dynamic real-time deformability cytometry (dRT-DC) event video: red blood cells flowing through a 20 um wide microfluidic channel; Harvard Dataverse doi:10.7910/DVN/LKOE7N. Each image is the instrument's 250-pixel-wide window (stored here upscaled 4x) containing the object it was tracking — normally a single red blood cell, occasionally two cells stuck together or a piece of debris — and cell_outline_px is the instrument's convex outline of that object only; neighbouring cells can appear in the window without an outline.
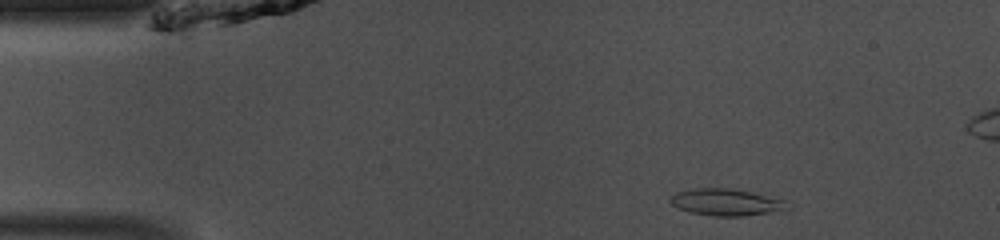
{"species": "common noctule bat (a hibernating species)", "species_latin": "Nyctalus noctula", "temperature_condition": "room temperature", "stored_images_in_passage": 41, "camera_frame_rate_fps": 3000, "um_per_image_px": 0.085, "animal": {"sex": "male", "body_mass_g": 13.0, "forearm_length_mm": 53.1}, "frame": {"image": 1, "passage_image": 2, "time_ms": 0.333, "image_size_px": [1000, 240], "cell_outline_px": [[796, 204], [792, 208], [784, 212], [744, 216], [712, 216], [688, 212], [672, 204], [668, 200], [676, 192], [692, 188], [732, 188], [784, 200]], "centroid_in_image_um": [61.85, 17.21], "position_along_channel_um": 23.2, "area_um2": 18.84}}
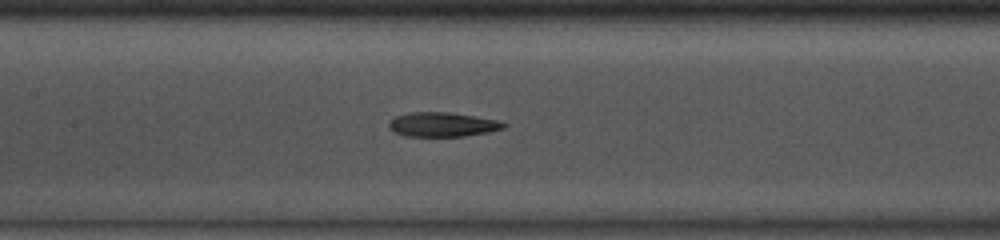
{"frame": {"image": 2, "passage_image": 17, "time_ms": 5.333, "image_size_px": [1000, 240], "cell_outline_px": [[508, 124], [504, 128], [488, 132], [464, 136], [404, 136], [396, 132], [388, 124], [396, 116], [412, 112], [448, 112], [496, 120]], "centroid_in_image_um": [37.63, 10.58], "position_along_channel_um": 169.8, "area_um2": 15.95}}
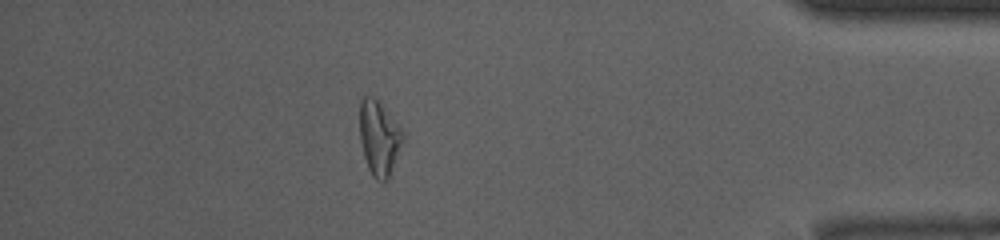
{"frame": {"image": 3, "passage_image": 37, "time_ms": 12.0, "image_size_px": [1000, 240], "cell_outline_px": [[404, 136], [388, 180], [376, 180], [372, 176], [368, 168], [364, 156], [360, 140], [360, 100], [364, 96], [372, 96], [380, 104], [404, 132]], "centroid_in_image_um": [32.2, 11.74], "position_along_channel_um": 403.0, "area_um2": 18.32}}